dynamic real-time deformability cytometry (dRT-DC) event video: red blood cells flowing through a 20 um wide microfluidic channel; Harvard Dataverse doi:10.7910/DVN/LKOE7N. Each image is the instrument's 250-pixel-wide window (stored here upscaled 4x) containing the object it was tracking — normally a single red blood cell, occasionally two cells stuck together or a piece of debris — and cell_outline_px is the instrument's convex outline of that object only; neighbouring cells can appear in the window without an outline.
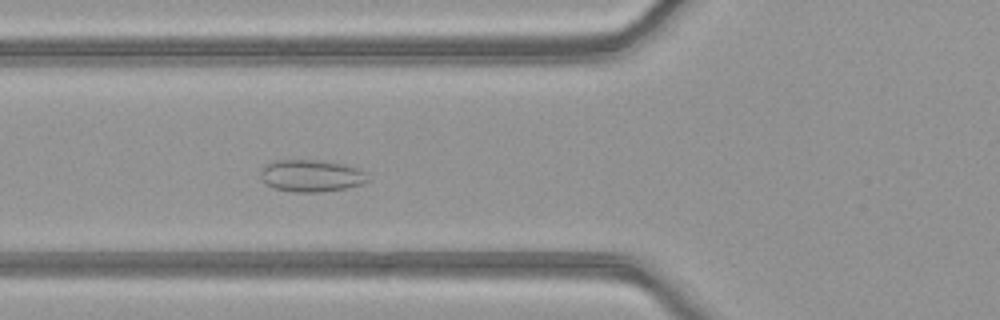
{"species": "common noctule bat (a hibernating species)", "species_latin": "Nyctalus noctula", "temperature_condition": "warm", "stored_images_in_passage": 51, "camera_frame_rate_fps": 3000, "um_per_image_px": 0.085, "animal": {"sex": "female", "body_mass_g": 21.9}, "frame": {"image": 1, "passage_image": 19, "time_ms": 6.0, "image_size_px": [1000, 320], "cell_outline_px": [[368, 180], [360, 184], [348, 188], [320, 192], [292, 192], [272, 188], [264, 184], [260, 176], [260, 172], [264, 164], [276, 160], [324, 160], [344, 164], [360, 168], [364, 172]], "centroid_in_image_um": [26.41, 14.94], "position_along_channel_um": 99.4, "area_um2": 20.35}}
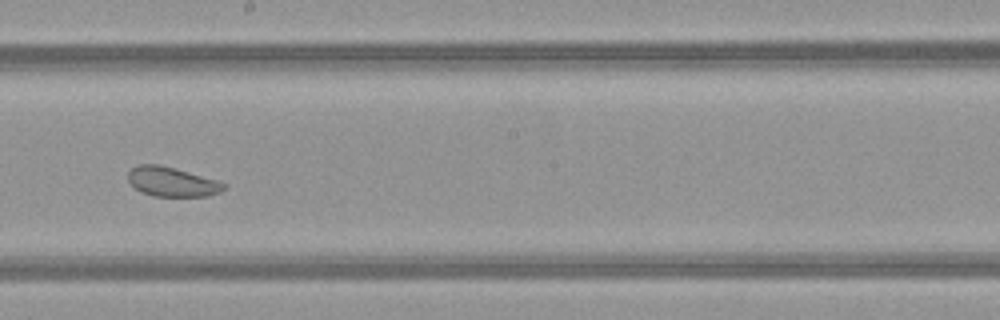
{"frame": {"image": 2, "passage_image": 29, "time_ms": 9.333, "image_size_px": [1000, 320], "cell_outline_px": [[228, 184], [220, 192], [208, 196], [152, 196], [140, 192], [128, 180], [128, 172], [132, 168], [140, 164], [160, 164], [176, 168], [216, 180]], "centroid_in_image_um": [14.61, 15.45], "position_along_channel_um": 233.6, "area_um2": 16.47}}
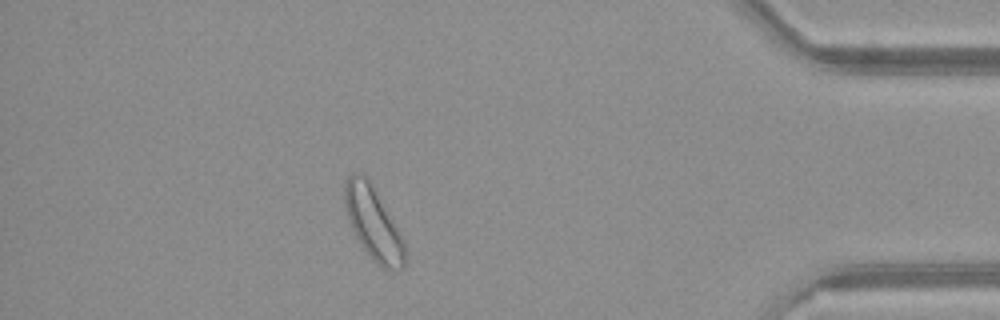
{"frame": {"image": 3, "passage_image": 45, "time_ms": 14.667, "image_size_px": [1000, 320], "cell_outline_px": [[404, 268], [384, 268], [376, 264], [372, 260], [360, 244], [352, 228], [344, 204], [344, 184], [348, 176], [352, 172], [360, 172], [372, 184], [400, 232], [404, 240]], "centroid_in_image_um": [31.7, 18.95], "position_along_channel_um": 403.5, "area_um2": 25.14}}